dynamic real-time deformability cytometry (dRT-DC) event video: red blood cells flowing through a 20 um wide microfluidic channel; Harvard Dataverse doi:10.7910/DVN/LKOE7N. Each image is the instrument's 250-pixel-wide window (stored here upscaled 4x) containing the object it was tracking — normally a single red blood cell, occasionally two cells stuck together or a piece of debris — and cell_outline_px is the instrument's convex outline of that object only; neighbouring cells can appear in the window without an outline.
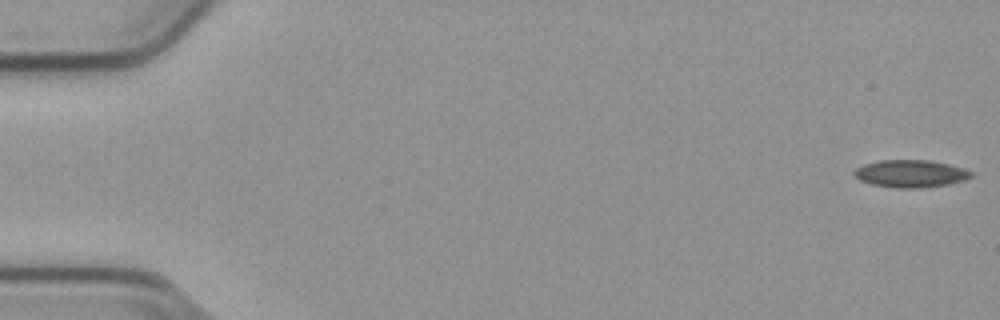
{"species": "common noctule bat (a hibernating species)", "species_latin": "Nyctalus noctula", "temperature_condition": "cold", "stored_images_in_passage": 54, "camera_frame_rate_fps": 3000, "um_per_image_px": 0.085, "animal": {"sex": "male", "body_mass_g": 23.1, "forearm_length_mm": 52.7}, "frame": {"image": 1, "passage_image": 1, "time_ms": 0.0, "image_size_px": [1000, 320], "cell_outline_px": [[972, 176], [964, 180], [948, 184], [920, 188], [896, 188], [872, 184], [860, 180], [852, 172], [856, 168], [864, 164], [880, 160], [928, 160], [948, 164], [964, 168], [972, 172]], "centroid_in_image_um": [77.4, 14.76], "position_along_channel_um": 7.6, "area_um2": 18.61}}
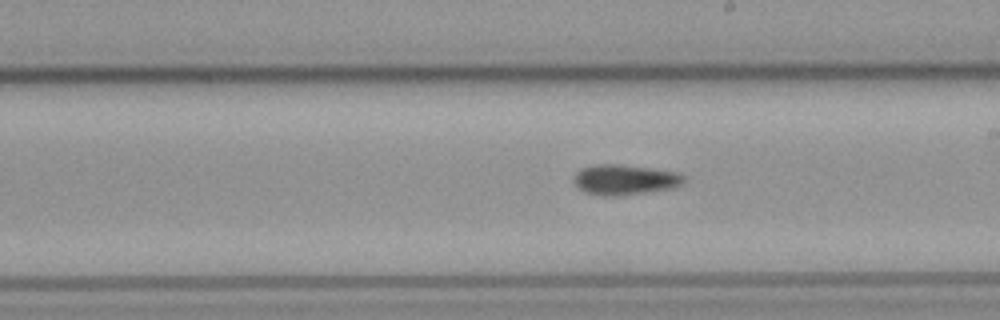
{"frame": {"image": 2, "passage_image": 31, "time_ms": 10.0, "image_size_px": [1000, 320], "cell_outline_px": [[684, 180], [676, 188], [620, 196], [600, 196], [584, 192], [572, 180], [576, 172], [580, 168], [596, 164], [620, 164], [676, 172], [684, 176]], "centroid_in_image_um": [53.07, 15.28], "position_along_channel_um": 235.9, "area_um2": 19.54}}
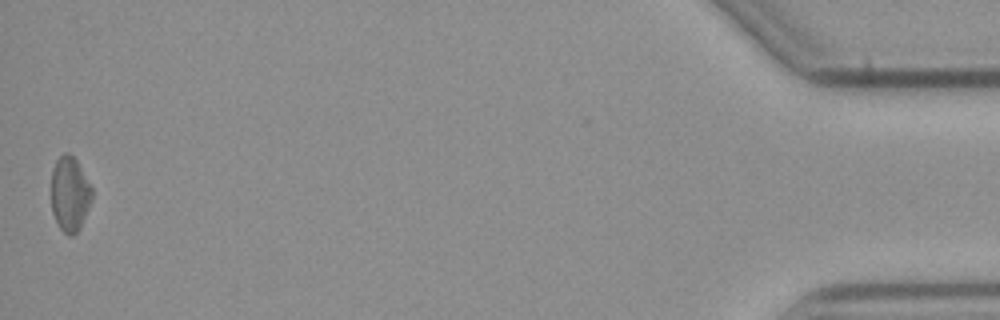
{"frame": {"image": 3, "passage_image": 54, "time_ms": 17.667, "image_size_px": [1000, 320], "cell_outline_px": [[92, 200], [80, 228], [72, 236], [68, 236], [60, 228], [52, 212], [52, 168], [56, 160], [64, 152], [68, 152], [76, 160], [92, 188]], "centroid_in_image_um": [5.93, 16.49], "position_along_channel_um": 429.3, "area_um2": 17.63}}